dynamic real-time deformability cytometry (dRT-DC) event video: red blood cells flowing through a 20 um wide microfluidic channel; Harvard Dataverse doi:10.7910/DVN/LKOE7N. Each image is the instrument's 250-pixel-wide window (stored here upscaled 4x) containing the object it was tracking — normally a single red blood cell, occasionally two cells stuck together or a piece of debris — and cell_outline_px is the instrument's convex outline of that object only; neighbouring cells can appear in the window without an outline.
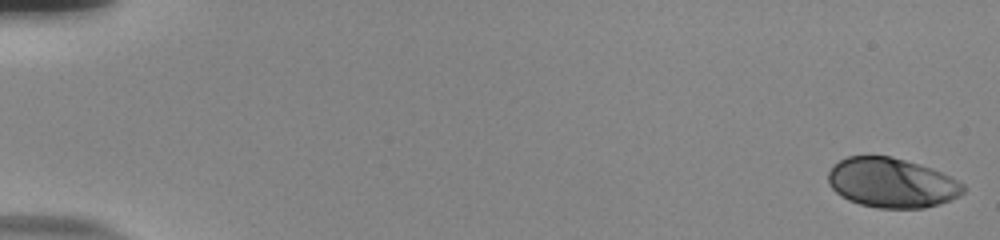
{"species": "human", "species_latin": "Homo sapiens", "temperature_condition": "room temperature", "stored_images_in_passage": 54, "camera_frame_rate_fps": 3000, "um_per_image_px": 0.085, "donor": {"sex": "male"}, "frame": {"image": 1, "passage_image": 1, "time_ms": 0.0, "image_size_px": [1000, 240], "cell_outline_px": [[964, 192], [960, 196], [940, 204], [924, 208], [876, 208], [860, 204], [848, 200], [840, 196], [828, 184], [828, 172], [832, 164], [848, 156], [888, 156], [904, 160], [932, 168], [964, 184]], "centroid_in_image_um": [75.76, 15.55], "position_along_channel_um": 9.2, "area_um2": 39.13}}
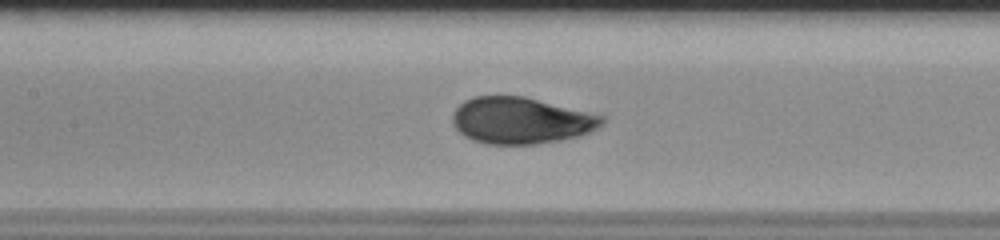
{"frame": {"image": 2, "passage_image": 27, "time_ms": 8.667, "image_size_px": [1000, 240], "cell_outline_px": [[604, 124], [600, 128], [580, 136], [560, 140], [536, 144], [488, 144], [472, 140], [464, 136], [452, 124], [452, 112], [464, 100], [472, 96], [524, 96], [604, 116]], "centroid_in_image_um": [44.27, 10.25], "position_along_channel_um": 163.1, "area_um2": 40.69}}
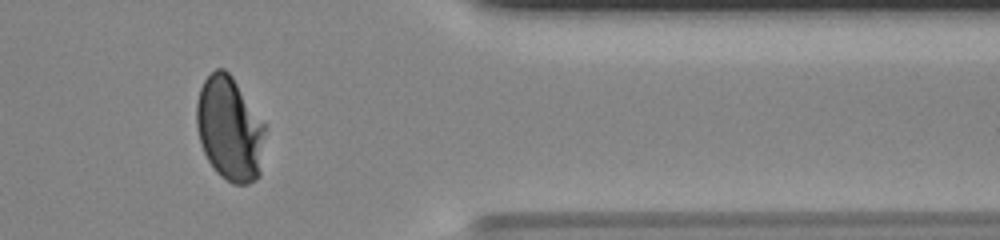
{"frame": {"image": 3, "passage_image": 46, "time_ms": 15.0, "image_size_px": [1000, 240], "cell_outline_px": [[264, 132], [260, 176], [256, 180], [248, 184], [232, 184], [220, 176], [216, 172], [208, 160], [200, 144], [196, 124], [196, 104], [200, 88], [204, 80], [216, 68], [224, 68], [232, 76], [264, 124]], "centroid_in_image_um": [19.49, 10.97], "position_along_channel_um": 391.9, "area_um2": 41.44}, "authors_computed_cell_mechanics": {"area_um2": 40.5756, "velocity_mm_per_s": 3.8338, "shape_relaxation_time_tau1_ms": 4.7063, "shape_relaxation_time_tau2_ms": null, "deformation_change_tau1": 0.1936, "deformation_change_tau2": null}}